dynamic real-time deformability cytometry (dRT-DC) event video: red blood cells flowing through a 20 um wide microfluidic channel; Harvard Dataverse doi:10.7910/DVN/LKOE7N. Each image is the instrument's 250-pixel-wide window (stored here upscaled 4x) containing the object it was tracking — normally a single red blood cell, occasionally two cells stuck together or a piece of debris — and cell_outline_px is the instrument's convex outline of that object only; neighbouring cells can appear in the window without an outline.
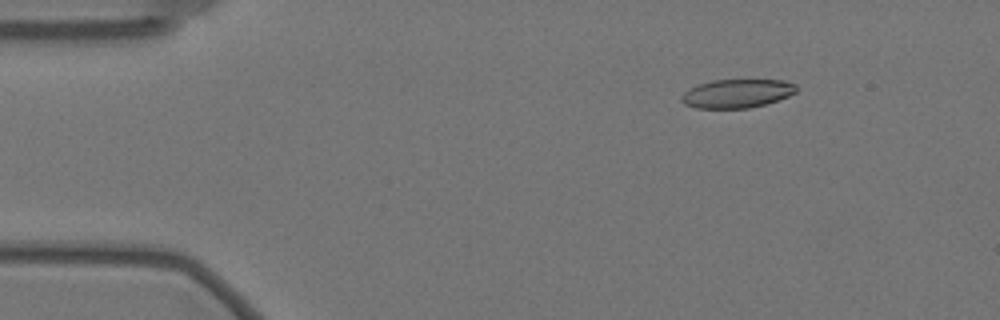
{"species": "Egyptian fruit bat (a non-hibernating species)", "species_latin": "Rousettus aegyptiacus", "temperature_condition": "warm", "stored_images_in_passage": 58, "camera_frame_rate_fps": 3000, "um_per_image_px": 0.085, "animal": {"sex": "female"}, "frame": {"image": 1, "passage_image": 8, "time_ms": 2.333, "image_size_px": [1000, 320], "cell_outline_px": [[796, 92], [788, 96], [764, 104], [748, 108], [696, 108], [684, 104], [680, 100], [680, 96], [684, 92], [700, 84], [712, 80], [784, 80], [796, 84]], "centroid_in_image_um": [62.63, 7.95], "position_along_channel_um": 22.4, "area_um2": 19.02}}
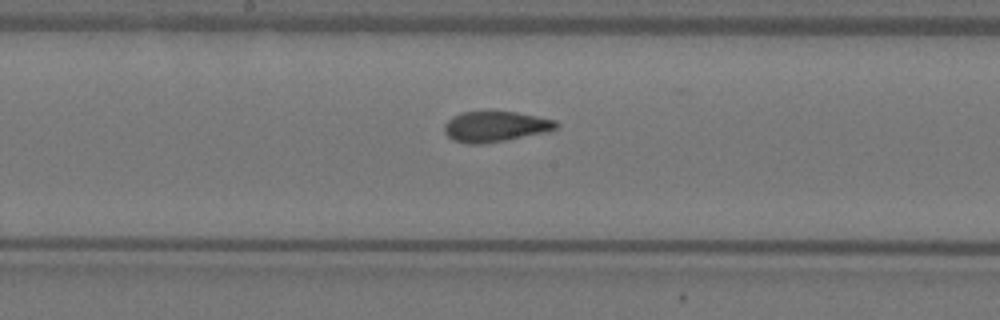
{"frame": {"image": 2, "passage_image": 30, "time_ms": 9.667, "image_size_px": [1000, 320], "cell_outline_px": [[560, 124], [556, 128], [544, 132], [504, 140], [480, 144], [468, 144], [452, 140], [444, 132], [444, 124], [452, 116], [460, 112], [516, 112], [556, 120]], "centroid_in_image_um": [42.06, 10.75], "position_along_channel_um": 206.1, "area_um2": 19.71}}
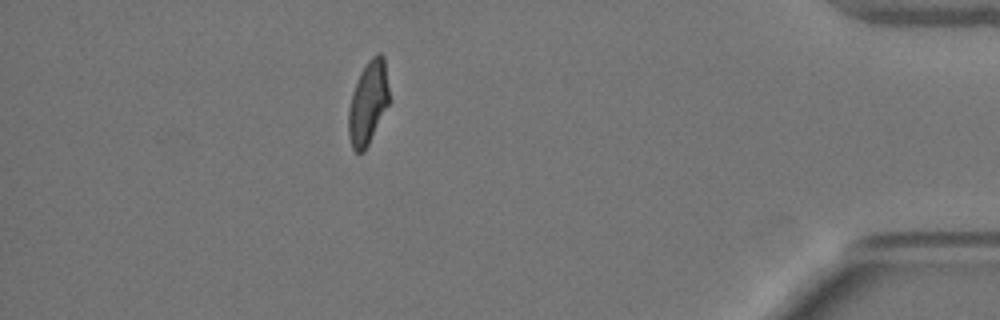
{"frame": {"image": 3, "passage_image": 51, "time_ms": 16.667, "image_size_px": [1000, 320], "cell_outline_px": [[388, 104], [364, 152], [356, 152], [352, 148], [348, 136], [348, 108], [352, 92], [368, 60], [376, 52], [380, 52], [384, 56], [388, 88]], "centroid_in_image_um": [31.26, 8.73], "position_along_channel_um": 403.9, "area_um2": 19.36}, "authors_computed_cell_mechanics": {"area_um2": 20.1722, "velocity_mm_per_s": 3.5132, "shape_relaxation_time_tau1_ms": 9.9773, "shape_relaxation_time_tau2_ms": 1.4253, "deformation_change_tau1": 0.2421, "deformation_change_tau2": 0.069}}